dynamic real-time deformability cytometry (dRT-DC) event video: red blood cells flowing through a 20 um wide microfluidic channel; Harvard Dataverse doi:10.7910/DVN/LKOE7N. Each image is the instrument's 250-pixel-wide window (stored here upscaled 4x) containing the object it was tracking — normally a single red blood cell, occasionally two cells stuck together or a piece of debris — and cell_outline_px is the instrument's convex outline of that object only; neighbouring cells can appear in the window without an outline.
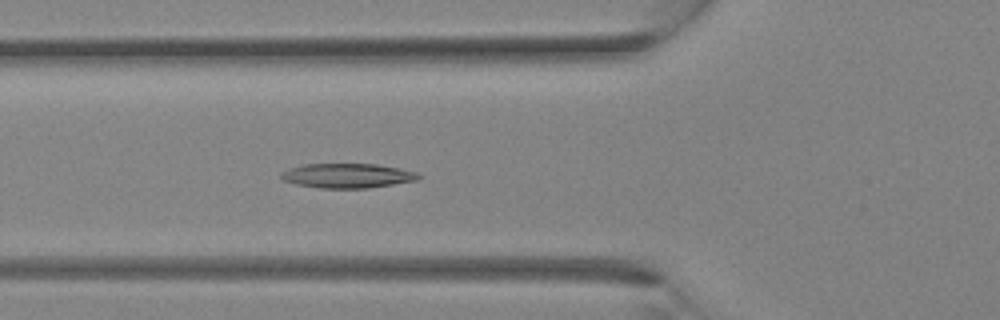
{"species": "Egyptian fruit bat (a non-hibernating species)", "species_latin": "Rousettus aegyptiacus", "temperature_condition": "room temperature", "stored_images_in_passage": 34, "camera_frame_rate_fps": 3000, "um_per_image_px": 0.085, "animal": {"sex": "female"}, "frame": {"image": 1, "passage_image": 12, "time_ms": 3.667, "image_size_px": [1000, 320], "cell_outline_px": [[420, 176], [416, 180], [368, 188], [320, 188], [296, 184], [284, 180], [280, 176], [280, 172], [288, 168], [304, 164], [376, 164], [416, 172]], "centroid_in_image_um": [29.46, 14.93], "position_along_channel_um": 96.3, "area_um2": 19.42}}
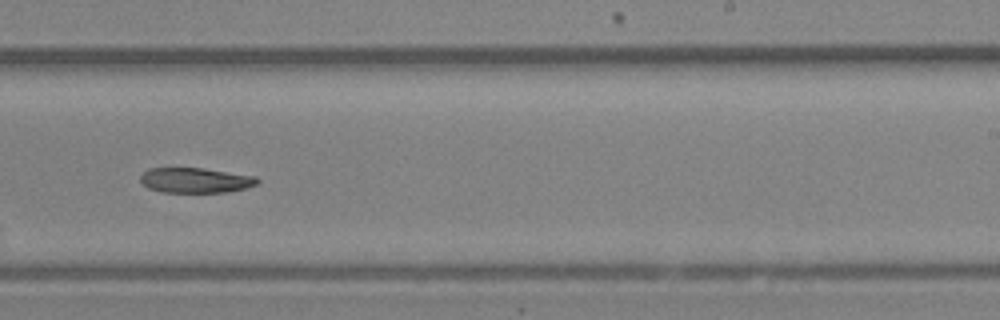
{"frame": {"image": 2, "passage_image": 21, "time_ms": 6.667, "image_size_px": [1000, 320], "cell_outline_px": [[260, 180], [256, 184], [244, 188], [228, 192], [164, 192], [148, 188], [140, 180], [140, 176], [148, 168], [204, 168], [256, 176]], "centroid_in_image_um": [16.62, 15.32], "position_along_channel_um": 272.4, "area_um2": 17.05}}
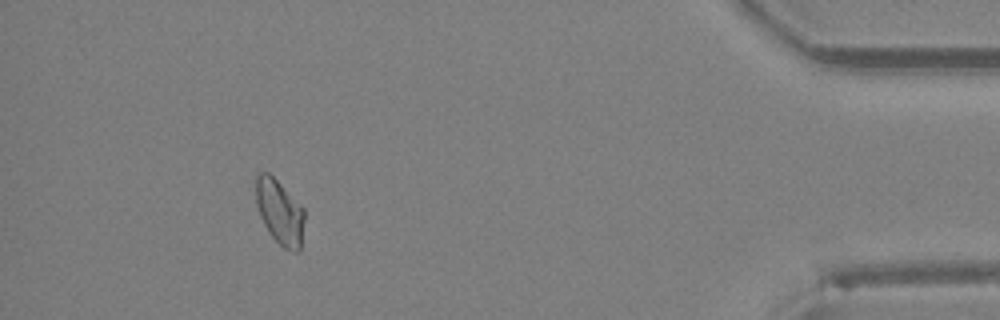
{"frame": {"image": 3, "passage_image": 31, "time_ms": 10.0, "image_size_px": [1000, 320], "cell_outline_px": [[304, 220], [300, 252], [296, 252], [284, 248], [268, 232], [260, 216], [256, 204], [256, 172], [268, 172], [304, 208]], "centroid_in_image_um": [23.77, 18.02], "position_along_channel_um": 411.4, "area_um2": 18.21}}